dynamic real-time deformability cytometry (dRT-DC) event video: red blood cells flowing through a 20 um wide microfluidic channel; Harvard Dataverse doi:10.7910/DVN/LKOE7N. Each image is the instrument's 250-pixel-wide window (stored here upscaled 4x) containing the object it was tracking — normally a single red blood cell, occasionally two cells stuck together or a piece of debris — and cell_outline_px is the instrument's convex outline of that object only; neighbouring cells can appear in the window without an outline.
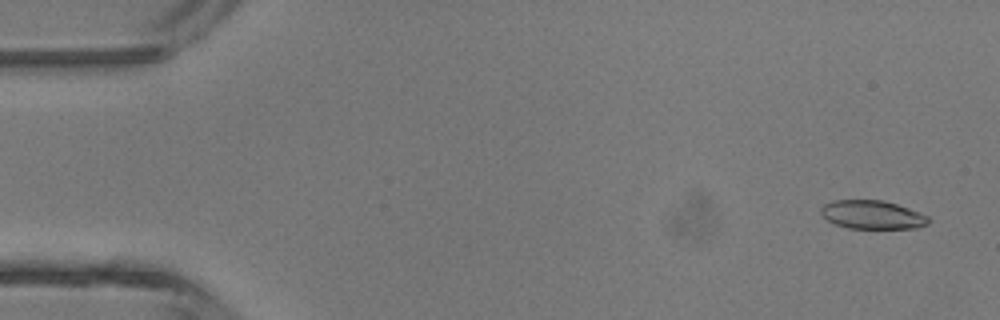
{"species": "common noctule bat (a hibernating species)", "species_latin": "Nyctalus noctula", "temperature_condition": "room temperature", "stored_images_in_passage": 45, "camera_frame_rate_fps": 3000, "um_per_image_px": 0.085, "animal": {"sex": "male", "body_mass_g": 13.3}, "frame": {"image": 1, "passage_image": 2, "time_ms": 0.333, "image_size_px": [1000, 320], "cell_outline_px": [[932, 220], [928, 224], [920, 228], [848, 228], [836, 224], [828, 220], [820, 212], [820, 208], [824, 204], [832, 200], [884, 200], [920, 212], [928, 216]], "centroid_in_image_um": [74.18, 18.25], "position_along_channel_um": 10.8, "area_um2": 17.98}}
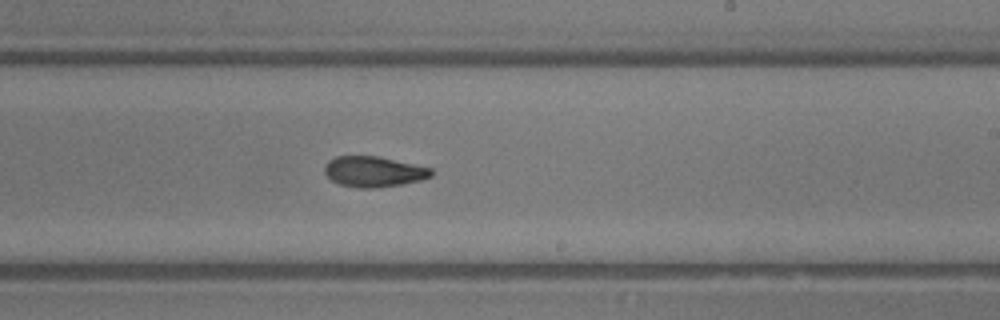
{"frame": {"image": 2, "passage_image": 27, "time_ms": 8.667, "image_size_px": [1000, 320], "cell_outline_px": [[432, 176], [420, 180], [400, 184], [376, 188], [356, 188], [340, 184], [332, 180], [324, 172], [324, 164], [328, 160], [336, 156], [380, 156], [432, 168]], "centroid_in_image_um": [31.75, 14.58], "position_along_channel_um": 257.3, "area_um2": 19.07}}
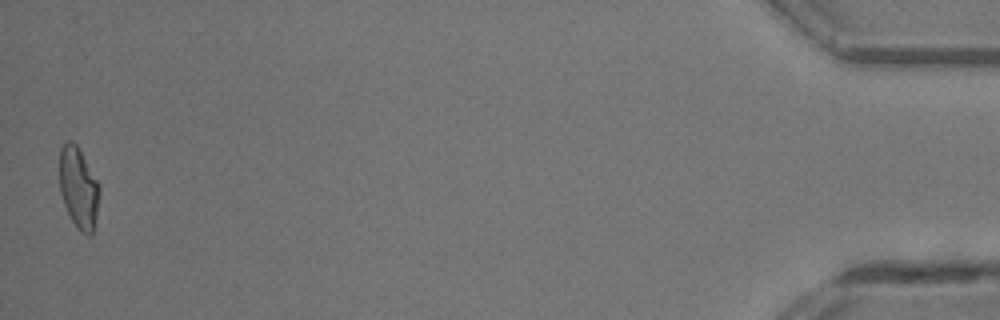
{"frame": {"image": 3, "passage_image": 45, "time_ms": 14.667, "image_size_px": [1000, 320], "cell_outline_px": [[100, 192], [96, 216], [92, 236], [88, 236], [80, 232], [76, 228], [64, 204], [60, 192], [60, 148], [68, 140], [72, 140], [76, 144], [96, 180], [100, 188]], "centroid_in_image_um": [6.67, 16.01], "position_along_channel_um": 428.5, "area_um2": 18.67}, "authors_computed_cell_mechanics": {"area_um2": 19.1318, "velocity_mm_per_s": 4.509, "shape_relaxation_time_tau1_ms": null, "shape_relaxation_time_tau2_ms": 3.5768, "deformation_change_tau1": null, "deformation_change_tau2": 0.1136}}